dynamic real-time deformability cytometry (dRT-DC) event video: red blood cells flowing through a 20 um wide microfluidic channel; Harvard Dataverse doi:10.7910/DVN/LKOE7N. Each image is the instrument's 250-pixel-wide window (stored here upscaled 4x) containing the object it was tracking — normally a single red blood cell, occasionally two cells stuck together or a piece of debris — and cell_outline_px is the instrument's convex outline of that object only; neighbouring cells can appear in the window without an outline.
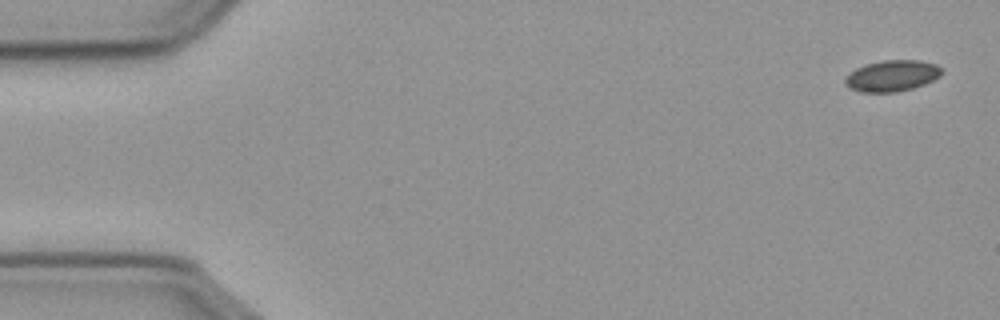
{"species": "common noctule bat (a hibernating species)", "species_latin": "Nyctalus noctula", "temperature_condition": "cold", "stored_images_in_passage": 56, "camera_frame_rate_fps": 3000, "um_per_image_px": 0.085, "animal": {"sex": "male", "body_mass_g": 23.1, "forearm_length_mm": 52.7}, "frame": {"image": 1, "passage_image": 1, "time_ms": 0.0, "image_size_px": [1000, 320], "cell_outline_px": [[944, 72], [940, 76], [924, 84], [912, 88], [896, 92], [860, 92], [844, 84], [844, 80], [856, 68], [864, 64], [880, 60], [920, 60], [936, 64]], "centroid_in_image_um": [75.83, 6.43], "position_along_channel_um": 9.2, "area_um2": 17.51}}
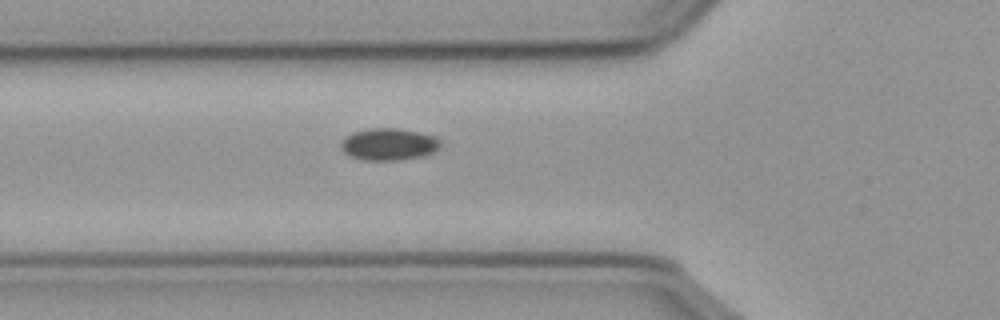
{"frame": {"image": 2, "passage_image": 19, "time_ms": 6.0, "image_size_px": [1000, 320], "cell_outline_px": [[440, 144], [432, 152], [420, 156], [400, 160], [360, 160], [348, 156], [340, 148], [340, 140], [352, 132], [368, 128], [400, 128], [432, 136], [440, 140]], "centroid_in_image_um": [32.94, 12.26], "position_along_channel_um": 92.9, "area_um2": 18.55}}
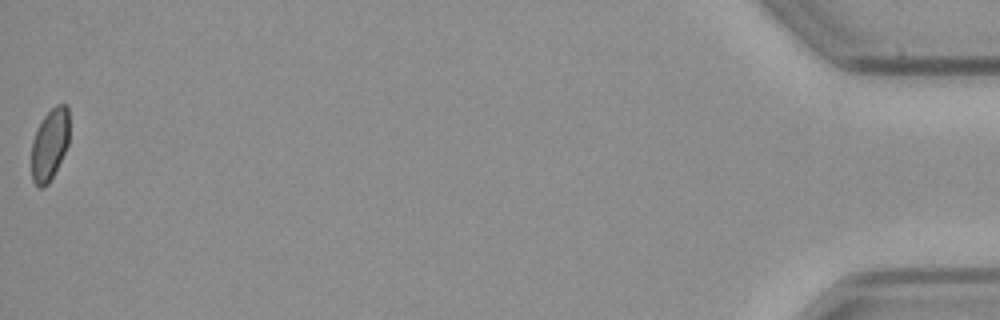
{"frame": {"image": 3, "passage_image": 56, "time_ms": 18.333, "image_size_px": [1000, 320], "cell_outline_px": [[68, 144], [48, 184], [44, 188], [40, 188], [32, 180], [32, 140], [44, 116], [56, 104], [68, 104]], "centroid_in_image_um": [4.22, 12.27], "position_along_channel_um": 431.0, "area_um2": 15.49}}